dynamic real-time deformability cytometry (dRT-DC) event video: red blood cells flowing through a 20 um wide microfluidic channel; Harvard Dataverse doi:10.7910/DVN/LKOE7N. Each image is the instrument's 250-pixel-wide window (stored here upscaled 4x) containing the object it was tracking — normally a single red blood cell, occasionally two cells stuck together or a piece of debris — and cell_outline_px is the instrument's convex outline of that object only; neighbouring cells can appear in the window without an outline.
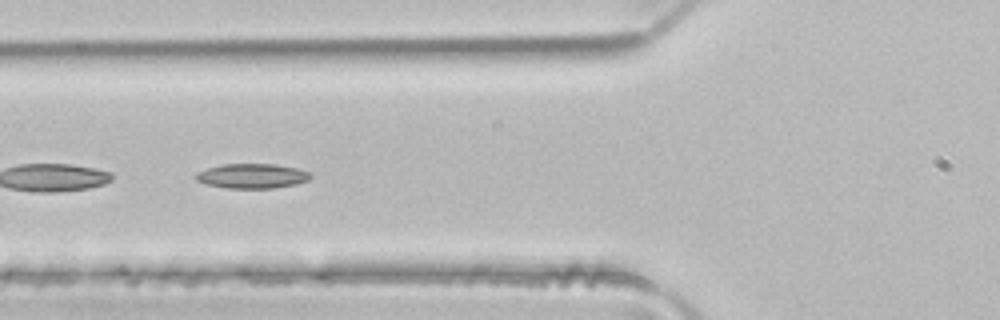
{"species": "common noctule bat (a hibernating species)", "species_latin": "Nyctalus noctula", "temperature_condition": "room temperature", "stored_images_in_passage": 4, "camera_frame_rate_fps": 3000, "um_per_image_px": 0.085, "animal": {"sex": "male", "body_mass_g": 21.5, "forearm_length_mm": 52.0}, "frame": {"image": 1, "passage_image": 3, "time_ms": 0.667, "image_size_px": [1000, 320], "cell_outline_px": [[312, 176], [308, 180], [296, 184], [272, 188], [224, 188], [208, 184], [196, 180], [196, 172], [208, 168], [224, 164], [276, 164], [296, 168], [308, 172]], "centroid_in_image_um": [21.43, 14.96], "position_along_channel_um": 104.4, "area_um2": 16.36}}
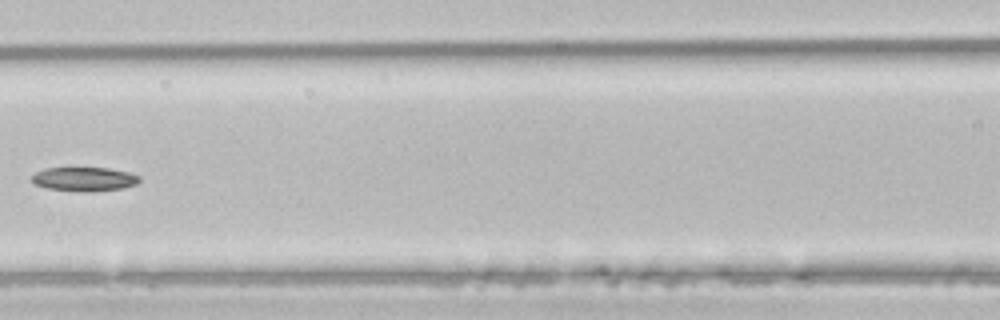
{"frame": {"image": 2, "passage_image": 4, "time_ms": 1.0, "image_size_px": [1000, 320], "cell_outline_px": [[140, 180], [136, 184], [124, 188], [92, 192], [80, 192], [48, 188], [32, 184], [32, 176], [36, 172], [44, 168], [108, 168], [128, 172], [140, 176]], "centroid_in_image_um": [7.16, 15.23], "position_along_channel_um": 159.4, "area_um2": 15.2}}